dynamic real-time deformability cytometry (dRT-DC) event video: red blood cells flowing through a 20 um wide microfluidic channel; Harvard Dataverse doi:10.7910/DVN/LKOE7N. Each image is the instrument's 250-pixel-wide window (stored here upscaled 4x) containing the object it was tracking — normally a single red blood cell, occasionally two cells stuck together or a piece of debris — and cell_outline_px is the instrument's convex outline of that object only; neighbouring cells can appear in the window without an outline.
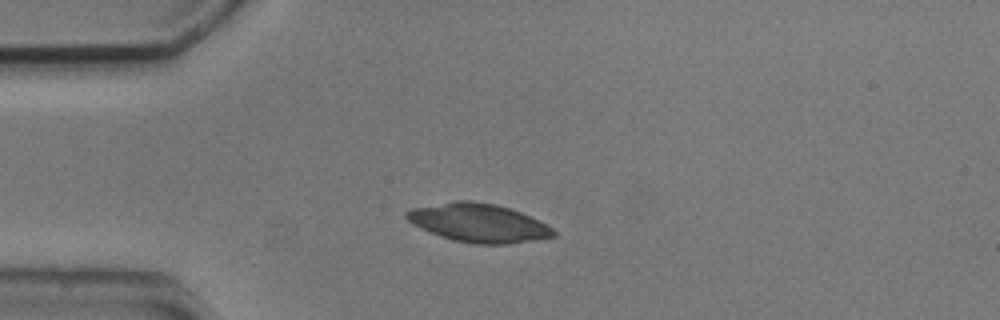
{"species": "common noctule bat (a hibernating species)", "species_latin": "Nyctalus noctula", "temperature_condition": "cold", "stored_images_in_passage": 38, "camera_frame_rate_fps": 3000, "um_per_image_px": 0.085, "animal": {"sex": "male", "body_mass_g": 20.5, "forearm_length_mm": 52.5}, "frame": {"image": 1, "passage_image": 1, "time_ms": 0.0, "image_size_px": [1000, 320], "cell_outline_px": [[556, 236], [536, 240], [508, 244], [476, 244], [452, 240], [440, 236], [420, 228], [412, 224], [404, 216], [404, 212], [412, 208], [456, 200], [472, 200], [496, 204], [520, 212], [552, 228], [556, 232]], "centroid_in_image_um": [40.63, 18.94], "position_along_channel_um": 44.4, "area_um2": 32.95}}
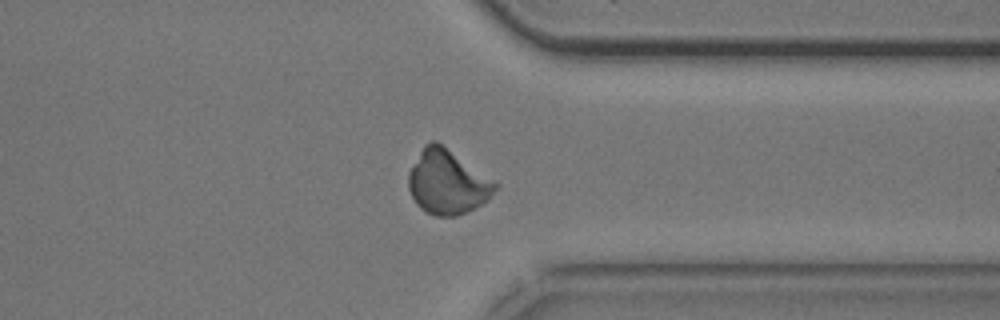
{"frame": {"image": 2, "passage_image": 29, "time_ms": 9.333, "image_size_px": [1000, 320], "cell_outline_px": [[500, 184], [488, 200], [476, 208], [456, 216], [436, 216], [424, 212], [416, 204], [408, 188], [408, 172], [424, 144], [432, 140], [436, 140]], "centroid_in_image_um": [38.02, 15.49], "position_along_channel_um": 373.4, "area_um2": 32.66}}
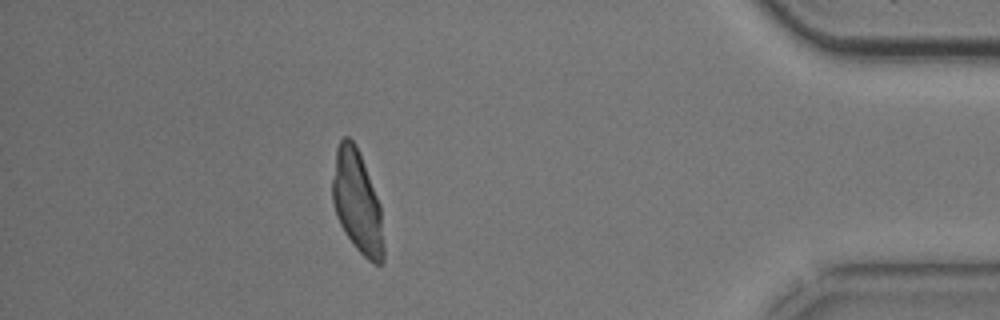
{"frame": {"image": 3, "passage_image": 35, "time_ms": 11.333, "image_size_px": [1000, 320], "cell_outline_px": [[384, 260], [380, 264], [376, 264], [368, 260], [356, 248], [344, 232], [336, 216], [332, 200], [332, 180], [336, 148], [340, 140], [344, 136], [348, 136], [356, 144], [380, 204], [384, 244]], "centroid_in_image_um": [30.35, 17.17], "position_along_channel_um": 404.8, "area_um2": 30.58}}